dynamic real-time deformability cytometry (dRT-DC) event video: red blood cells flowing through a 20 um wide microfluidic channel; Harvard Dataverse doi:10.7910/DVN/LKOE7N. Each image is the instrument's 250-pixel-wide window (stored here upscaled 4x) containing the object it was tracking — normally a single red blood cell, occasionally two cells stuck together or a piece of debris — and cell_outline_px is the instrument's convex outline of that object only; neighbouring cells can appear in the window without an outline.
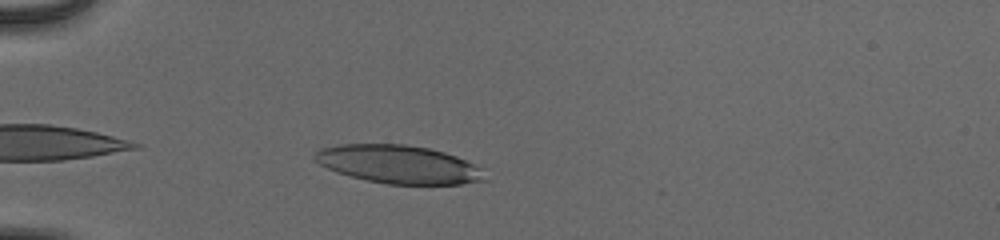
{"species": "human", "species_latin": "Homo sapiens", "temperature_condition": "cold", "stored_images_in_passage": 40, "camera_frame_rate_fps": 3000, "um_per_image_px": 0.085, "donor": {"sex": "male"}, "frame": {"image": 1, "passage_image": 3, "time_ms": 0.667, "image_size_px": [1000, 240], "cell_outline_px": [[488, 180], [460, 184], [388, 184], [368, 180], [336, 172], [320, 164], [312, 156], [320, 148], [336, 144], [404, 144], [428, 148], [444, 152], [456, 156], [480, 168]], "centroid_in_image_um": [33.86, 13.96], "position_along_channel_um": 51.1, "area_um2": 37.63}}
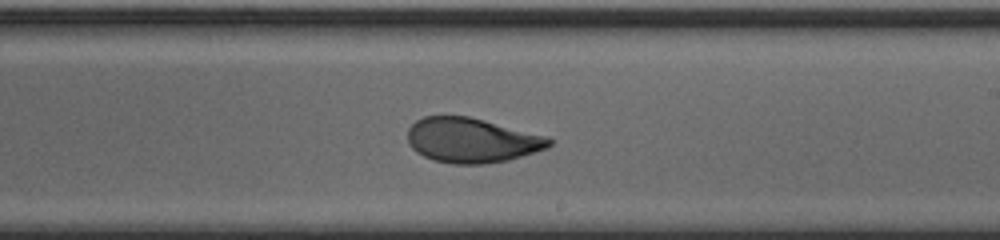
{"frame": {"image": 2, "passage_image": 20, "time_ms": 6.333, "image_size_px": [1000, 240], "cell_outline_px": [[552, 144], [548, 148], [508, 160], [484, 164], [452, 164], [432, 160], [416, 152], [408, 144], [408, 128], [416, 120], [424, 116], [468, 116], [548, 136], [552, 140]], "centroid_in_image_um": [40.09, 11.93], "position_along_channel_um": 248.9, "area_um2": 37.05}}
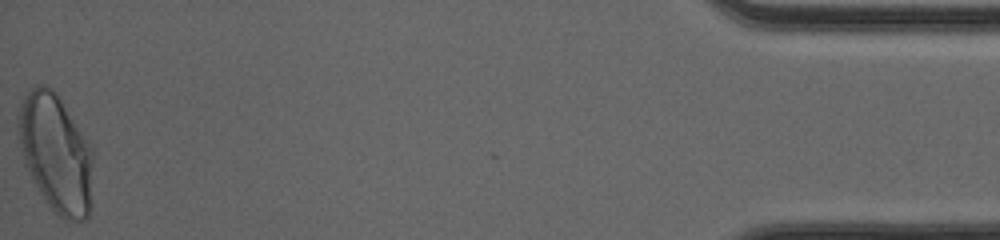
{"frame": {"image": 3, "passage_image": 40, "time_ms": 13.0, "image_size_px": [1000, 240], "cell_outline_px": [[92, 160], [88, 216], [84, 220], [64, 220], [52, 212], [44, 200], [32, 180], [24, 164], [16, 128], [16, 120], [20, 104], [24, 96], [36, 84], [44, 84], [52, 88], [56, 92], [88, 140], [92, 148]], "centroid_in_image_um": [4.7, 12.99], "position_along_channel_um": 430.5, "area_um2": 51.67}, "authors_computed_cell_mechanics": {"area_um2": 37.9746, "velocity_mm_per_s": 3.966, "shape_relaxation_time_tau1_ms": 5.4308, "shape_relaxation_time_tau2_ms": 1.0704, "deformation_change_tau1": 0.2217, "deformation_change_tau2": 0.0643}}